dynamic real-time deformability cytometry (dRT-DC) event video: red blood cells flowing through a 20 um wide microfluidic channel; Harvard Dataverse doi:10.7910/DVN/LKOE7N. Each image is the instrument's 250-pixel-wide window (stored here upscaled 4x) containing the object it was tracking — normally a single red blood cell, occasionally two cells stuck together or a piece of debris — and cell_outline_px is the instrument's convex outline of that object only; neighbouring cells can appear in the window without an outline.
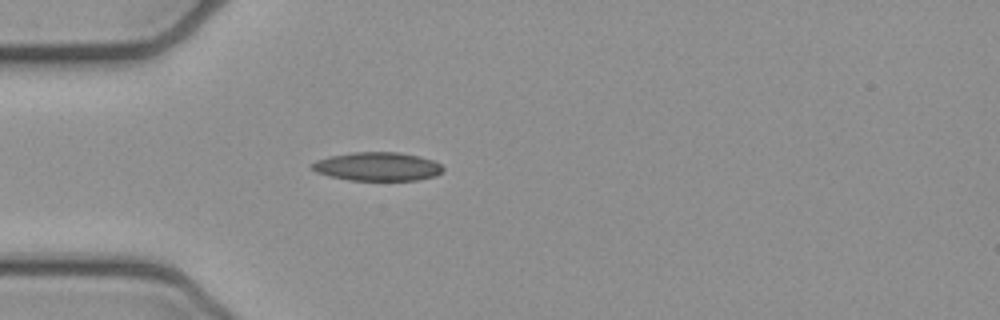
{"species": "common noctule bat (a hibernating species)", "species_latin": "Nyctalus noctula", "temperature_condition": "cold", "stored_images_in_passage": 38, "camera_frame_rate_fps": 3000, "um_per_image_px": 0.085, "animal": {"sex": "female", "body_mass_g": 21.9}, "frame": {"image": 1, "passage_image": 1, "time_ms": 0.0, "image_size_px": [1000, 320], "cell_outline_px": [[444, 168], [436, 176], [416, 180], [348, 180], [328, 176], [316, 172], [308, 164], [316, 160], [332, 156], [352, 152], [400, 152], [420, 156], [432, 160], [440, 164]], "centroid_in_image_um": [32.06, 14.15], "position_along_channel_um": 52.9, "area_um2": 21.91}}
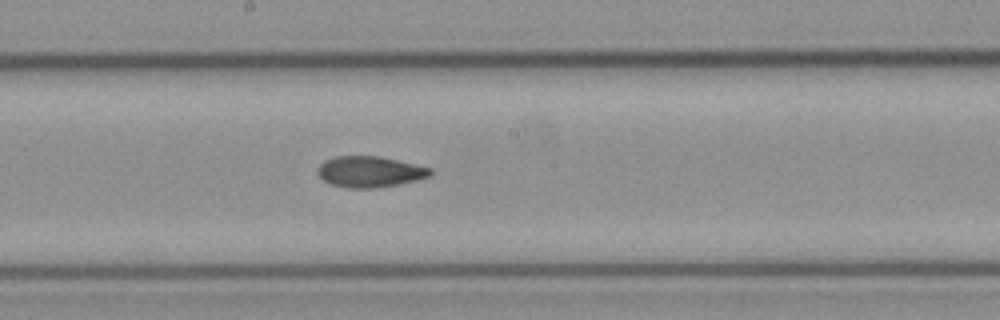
{"frame": {"image": 2, "passage_image": 14, "time_ms": 4.333, "image_size_px": [1000, 320], "cell_outline_px": [[432, 176], [400, 184], [376, 188], [348, 188], [332, 184], [324, 180], [316, 172], [316, 168], [324, 160], [336, 156], [376, 156], [396, 160], [432, 168]], "centroid_in_image_um": [31.43, 14.6], "position_along_channel_um": 216.8, "area_um2": 20.35}}
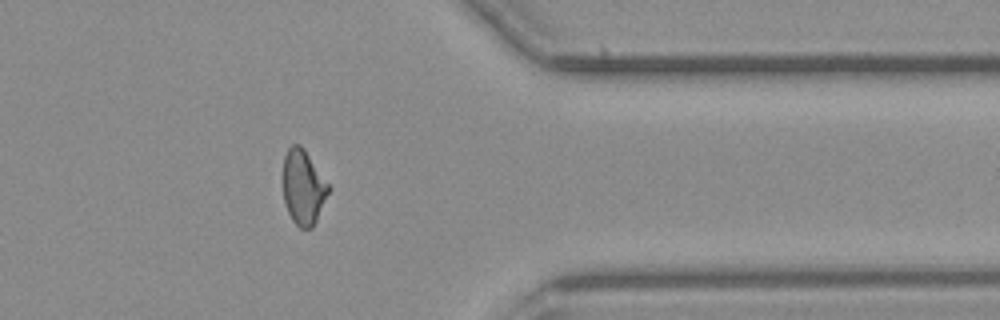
{"frame": {"image": 3, "passage_image": 28, "time_ms": 9.0, "image_size_px": [1000, 320], "cell_outline_px": [[332, 188], [312, 228], [300, 228], [292, 220], [288, 212], [284, 200], [284, 156], [288, 148], [292, 144], [300, 144], [304, 148]], "centroid_in_image_um": [25.8, 15.9], "position_along_channel_um": 385.6, "area_um2": 19.83}, "authors_computed_cell_mechanics": {"area_um2": 20.4034, "velocity_mm_per_s": 3.9423, "shape_relaxation_time_tau1_ms": null, "shape_relaxation_time_tau2_ms": 4.1222, "deformation_change_tau1": null, "deformation_change_tau2": 0.1101}}